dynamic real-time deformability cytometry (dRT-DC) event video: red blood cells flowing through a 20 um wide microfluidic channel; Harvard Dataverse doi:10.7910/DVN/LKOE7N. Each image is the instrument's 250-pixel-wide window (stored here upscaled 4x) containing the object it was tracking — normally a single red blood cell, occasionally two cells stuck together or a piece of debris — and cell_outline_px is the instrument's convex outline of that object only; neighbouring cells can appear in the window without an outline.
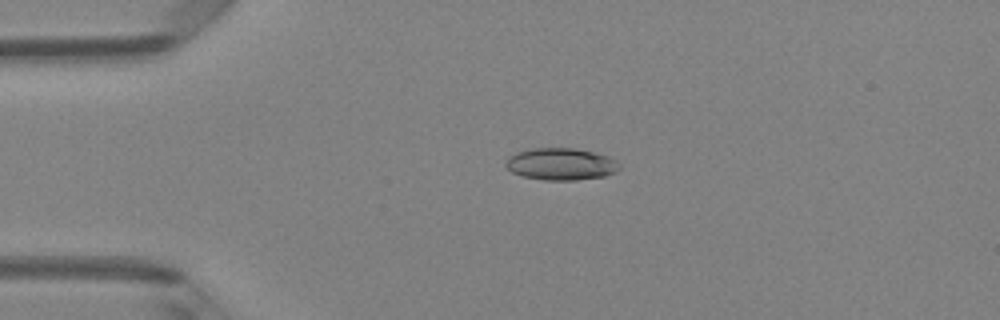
{"species": "Egyptian fruit bat (a non-hibernating species)", "species_latin": "Rousettus aegyptiacus", "temperature_condition": "room temperature", "stored_images_in_passage": 6, "camera_frame_rate_fps": 3000, "um_per_image_px": 0.085, "animal": {"sex": "female"}, "frame": {"image": 1, "passage_image": 4, "time_ms": 1.0, "image_size_px": [1000, 320], "cell_outline_px": [[620, 168], [616, 172], [604, 176], [576, 180], [544, 180], [524, 176], [512, 172], [504, 164], [508, 156], [516, 152], [528, 148], [576, 148], [596, 152], [608, 156], [616, 160], [620, 164]], "centroid_in_image_um": [47.69, 13.93], "position_along_channel_um": 37.3, "area_um2": 21.44}}
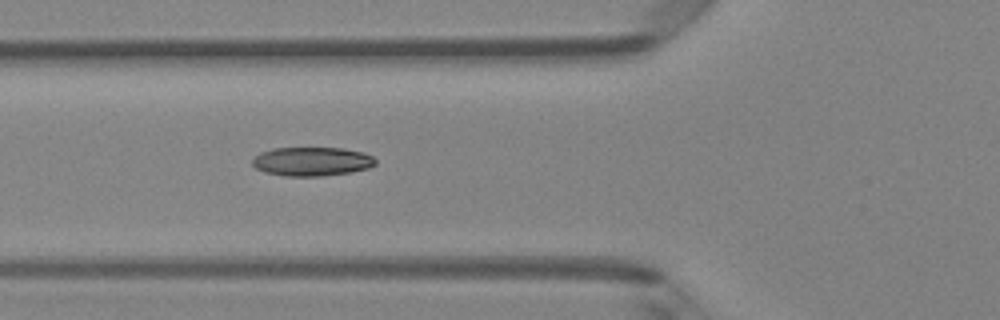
{"frame": {"image": 2, "passage_image": 6, "time_ms": 1.667, "image_size_px": [1000, 320], "cell_outline_px": [[376, 164], [368, 168], [352, 172], [320, 176], [284, 176], [264, 172], [256, 168], [252, 164], [252, 160], [260, 152], [272, 148], [344, 148], [364, 152], [372, 156], [376, 160]], "centroid_in_image_um": [26.51, 13.72], "position_along_channel_um": 99.3, "area_um2": 20.87}}